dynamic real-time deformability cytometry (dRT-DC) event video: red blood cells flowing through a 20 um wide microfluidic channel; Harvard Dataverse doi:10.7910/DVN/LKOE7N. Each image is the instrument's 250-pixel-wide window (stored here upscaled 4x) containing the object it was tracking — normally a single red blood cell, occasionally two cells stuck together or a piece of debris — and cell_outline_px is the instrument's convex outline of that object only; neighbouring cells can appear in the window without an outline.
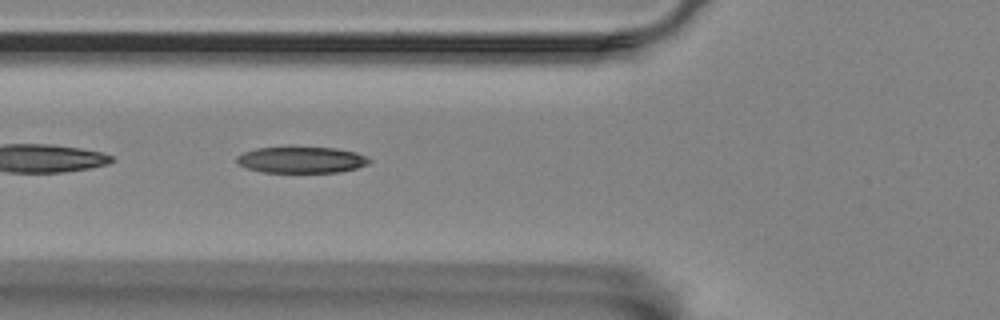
{"species": "Egyptian fruit bat (a non-hibernating species)", "species_latin": "Rousettus aegyptiacus", "temperature_condition": "room temperature", "stored_images_in_passage": 40, "camera_frame_rate_fps": 3000, "um_per_image_px": 0.085, "animal": {"sex": "female"}, "frame": {"image": 1, "passage_image": 4, "time_ms": 1.0, "image_size_px": [1000, 320], "cell_outline_px": [[372, 160], [368, 164], [356, 168], [340, 172], [260, 172], [248, 168], [240, 164], [236, 160], [236, 156], [244, 152], [256, 148], [336, 148], [356, 152]], "centroid_in_image_um": [25.63, 13.6], "position_along_channel_um": 100.2, "area_um2": 20.0}}
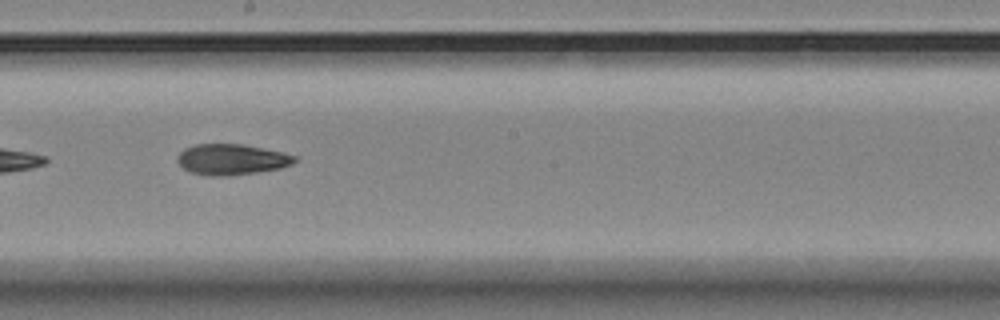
{"frame": {"image": 2, "passage_image": 15, "time_ms": 4.667, "image_size_px": [1000, 320], "cell_outline_px": [[296, 160], [292, 164], [280, 168], [256, 172], [228, 176], [212, 176], [192, 172], [184, 168], [176, 160], [176, 156], [184, 148], [196, 144], [244, 144], [280, 152], [296, 156]], "centroid_in_image_um": [19.66, 13.55], "position_along_channel_um": 228.5, "area_um2": 20.87}}
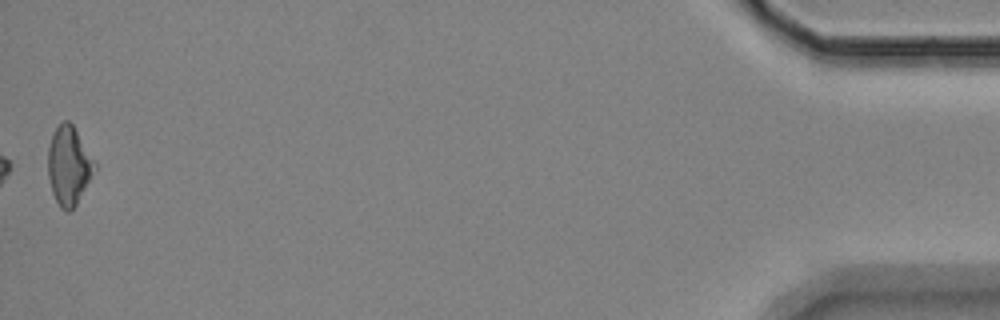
{"frame": {"image": 3, "passage_image": 40, "time_ms": 13.0, "image_size_px": [1000, 320], "cell_outline_px": [[96, 168], [76, 204], [68, 212], [60, 208], [52, 192], [48, 176], [48, 148], [52, 136], [56, 128], [64, 120], [68, 120], [72, 124], [96, 164]], "centroid_in_image_um": [5.83, 14.09], "position_along_channel_um": 429.4, "area_um2": 20.87}, "authors_computed_cell_mechanics": {"area_um2": 20.808, "velocity_mm_per_s": 3.4827, "shape_relaxation_time_tau1_ms": 8.2298, "shape_relaxation_time_tau2_ms": 5.2142, "deformation_change_tau1": 0.2023, "deformation_change_tau2": 0.1341}}